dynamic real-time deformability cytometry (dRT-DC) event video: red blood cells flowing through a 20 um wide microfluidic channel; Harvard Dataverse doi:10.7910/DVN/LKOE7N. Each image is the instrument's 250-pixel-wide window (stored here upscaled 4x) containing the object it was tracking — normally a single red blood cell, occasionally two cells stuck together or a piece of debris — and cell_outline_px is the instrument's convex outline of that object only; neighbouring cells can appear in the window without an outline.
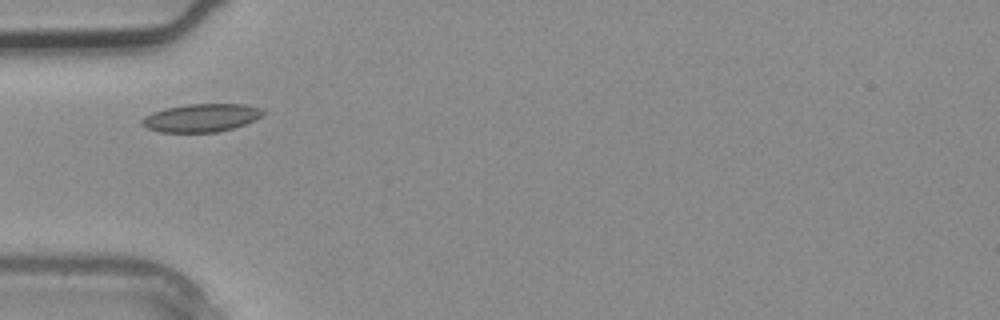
{"species": "common noctule bat (a hibernating species)", "species_latin": "Nyctalus noctula", "temperature_condition": "warm", "stored_images_in_passage": 2, "camera_frame_rate_fps": 3000, "um_per_image_px": 0.085, "animal": {"sex": "male", "body_mass_g": 20.4}, "frame": {"image": 1, "passage_image": 2, "time_ms": 0.333, "image_size_px": [1000, 320], "cell_outline_px": [[264, 116], [244, 124], [232, 128], [216, 132], [160, 132], [148, 128], [140, 124], [140, 120], [144, 116], [152, 112], [164, 108], [188, 104], [244, 104], [260, 108], [264, 112]], "centroid_in_image_um": [17.08, 10.01], "position_along_channel_um": 67.9, "area_um2": 19.83}}